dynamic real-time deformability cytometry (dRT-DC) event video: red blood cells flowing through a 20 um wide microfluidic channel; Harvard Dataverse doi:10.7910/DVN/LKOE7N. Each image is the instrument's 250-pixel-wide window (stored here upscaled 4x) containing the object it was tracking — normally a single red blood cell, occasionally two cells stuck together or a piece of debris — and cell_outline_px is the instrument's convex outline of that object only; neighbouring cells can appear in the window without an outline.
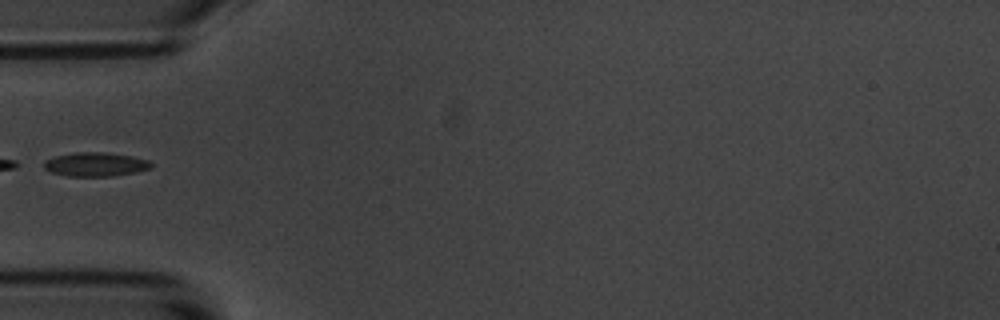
{"species": "common noctule bat (a hibernating species)", "species_latin": "Nyctalus noctula", "temperature_condition": "room temperature", "stored_images_in_passage": 6, "segment_of_instrument_passage": [2, 2], "camera_frame_rate_fps": 3000, "um_per_image_px": 0.085, "animal": {"sex": "male", "body_mass_g": 20.1, "forearm_length_mm": 53.5}, "frame": {"image": 1, "passage_image": 6, "time_ms": 5.667, "image_size_px": [1000, 320], "cell_outline_px": [[152, 168], [112, 176], [68, 176], [52, 172], [44, 168], [44, 160], [56, 156], [76, 152], [104, 152], [132, 156], [148, 160], [152, 164]], "centroid_in_image_um": [8.1, 13.96], "position_along_channel_um": 76.9, "area_um2": 14.8}}